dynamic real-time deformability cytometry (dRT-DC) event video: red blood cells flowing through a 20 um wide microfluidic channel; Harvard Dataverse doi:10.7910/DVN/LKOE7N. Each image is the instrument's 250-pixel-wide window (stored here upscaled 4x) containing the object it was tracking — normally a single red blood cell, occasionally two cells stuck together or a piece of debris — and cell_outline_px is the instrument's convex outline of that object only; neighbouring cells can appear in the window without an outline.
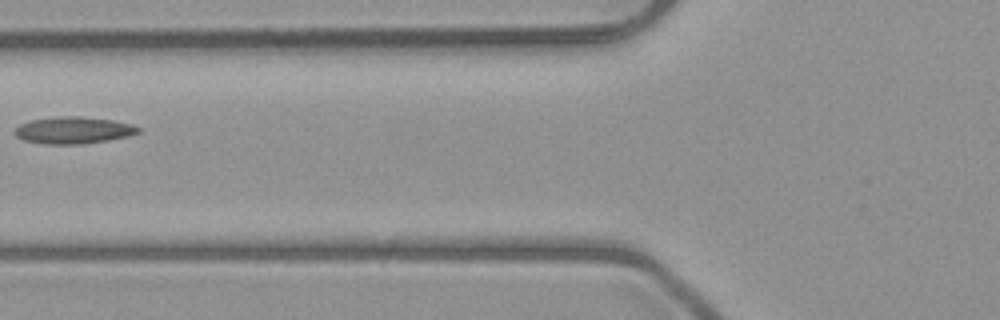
{"species": "common noctule bat (a hibernating species)", "species_latin": "Nyctalus noctula", "temperature_condition": "room temperature", "stored_images_in_passage": 6, "camera_frame_rate_fps": 3000, "um_per_image_px": 0.085, "animal": {"sex": "male", "body_mass_g": 23.1, "forearm_length_mm": 52.7}, "frame": {"image": 1, "passage_image": 5, "time_ms": 5.333, "image_size_px": [1000, 320], "cell_outline_px": [[140, 132], [128, 136], [108, 140], [84, 144], [48, 144], [24, 140], [16, 136], [16, 128], [20, 124], [32, 120], [56, 116], [84, 116], [112, 120], [132, 124], [140, 128]], "centroid_in_image_um": [6.27, 11.06], "position_along_channel_um": 119.5, "area_um2": 19.31}}
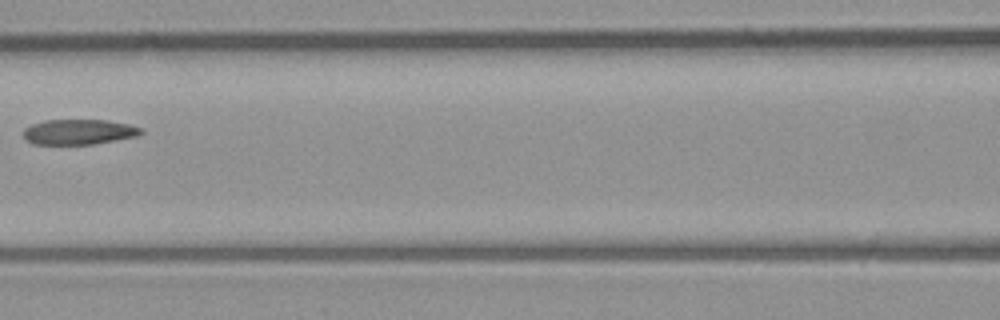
{"frame": {"image": 2, "passage_image": 6, "time_ms": 6.333, "image_size_px": [1000, 320], "cell_outline_px": [[144, 132], [136, 136], [116, 140], [92, 144], [32, 144], [24, 136], [24, 128], [32, 124], [44, 120], [104, 120], [128, 124], [144, 128]], "centroid_in_image_um": [6.71, 11.21], "position_along_channel_um": 159.9, "area_um2": 17.22}}